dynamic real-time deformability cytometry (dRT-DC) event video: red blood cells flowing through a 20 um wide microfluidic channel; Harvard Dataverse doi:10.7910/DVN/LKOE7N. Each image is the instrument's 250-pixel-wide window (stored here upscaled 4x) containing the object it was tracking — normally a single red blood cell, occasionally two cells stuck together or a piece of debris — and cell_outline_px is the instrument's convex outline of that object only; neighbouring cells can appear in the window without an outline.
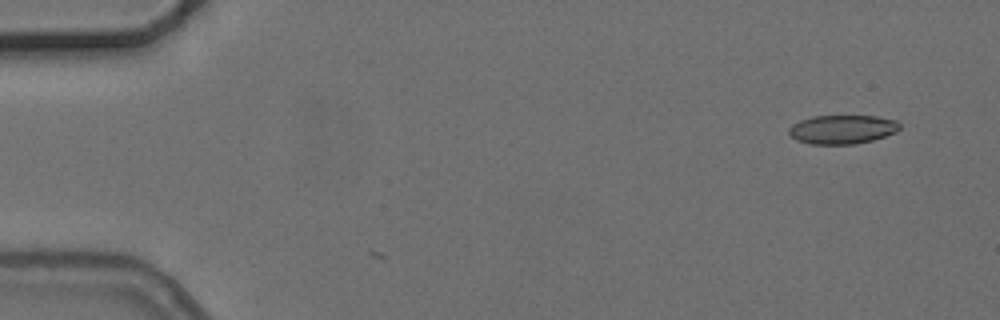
{"species": "common noctule bat (a hibernating species)", "species_latin": "Nyctalus noctula", "temperature_condition": "cold", "stored_images_in_passage": 4, "camera_frame_rate_fps": 3000, "um_per_image_px": 0.085, "animal": {"sex": "female", "body_mass_g": 24.6, "forearm_length_mm": 56.2}, "frame": {"image": 1, "passage_image": 1, "time_ms": 0.0, "image_size_px": [1000, 320], "cell_outline_px": [[900, 128], [896, 132], [872, 140], [856, 144], [812, 144], [796, 140], [788, 132], [788, 128], [792, 124], [800, 120], [812, 116], [876, 116], [896, 120], [900, 124]], "centroid_in_image_um": [71.58, 10.99], "position_along_channel_um": 13.4, "area_um2": 18.67}}
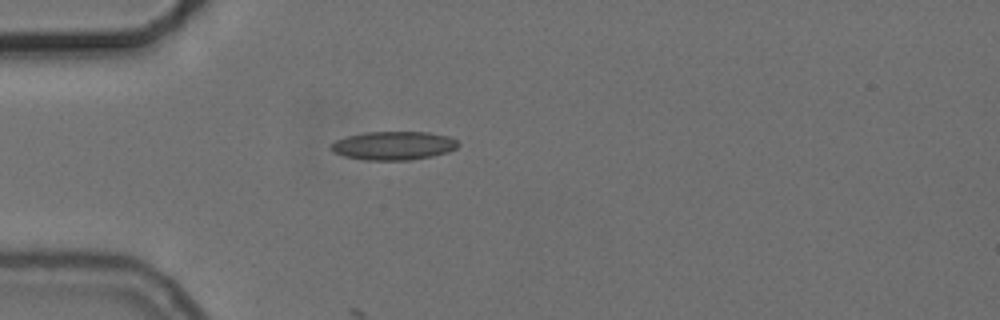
{"frame": {"image": 2, "passage_image": 4, "time_ms": 4.0, "image_size_px": [1000, 320], "cell_outline_px": [[460, 144], [456, 148], [448, 152], [432, 156], [408, 160], [364, 160], [344, 156], [332, 152], [328, 148], [336, 140], [348, 136], [364, 132], [428, 132], [448, 136], [456, 140]], "centroid_in_image_um": [33.43, 12.38], "position_along_channel_um": 51.6, "area_um2": 21.21}}